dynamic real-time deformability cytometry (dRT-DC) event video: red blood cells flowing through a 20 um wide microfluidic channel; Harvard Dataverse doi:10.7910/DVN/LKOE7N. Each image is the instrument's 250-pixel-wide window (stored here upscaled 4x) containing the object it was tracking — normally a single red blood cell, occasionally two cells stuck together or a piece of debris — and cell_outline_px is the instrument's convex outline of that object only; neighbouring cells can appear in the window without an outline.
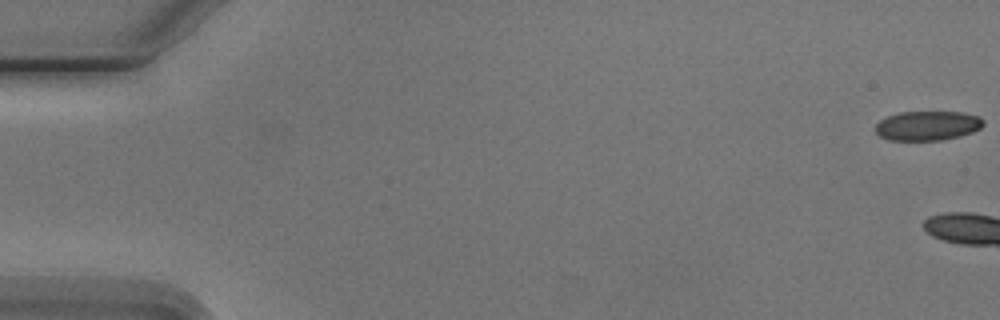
{"species": "Egyptian fruit bat (a non-hibernating species)", "species_latin": "Rousettus aegyptiacus", "temperature_condition": "cold", "stored_images_in_passage": 6, "camera_frame_rate_fps": 3000, "um_per_image_px": 0.085, "animal": {"sex": "male"}, "frame": {"image": 1, "passage_image": 1, "time_ms": 0.0, "image_size_px": [1000, 320], "cell_outline_px": [[984, 124], [980, 128], [972, 132], [960, 136], [944, 140], [888, 140], [880, 136], [876, 132], [876, 124], [880, 120], [888, 116], [900, 112], [964, 112], [980, 116], [984, 120]], "centroid_in_image_um": [78.87, 10.68], "position_along_channel_um": 6.1, "area_um2": 18.61}}